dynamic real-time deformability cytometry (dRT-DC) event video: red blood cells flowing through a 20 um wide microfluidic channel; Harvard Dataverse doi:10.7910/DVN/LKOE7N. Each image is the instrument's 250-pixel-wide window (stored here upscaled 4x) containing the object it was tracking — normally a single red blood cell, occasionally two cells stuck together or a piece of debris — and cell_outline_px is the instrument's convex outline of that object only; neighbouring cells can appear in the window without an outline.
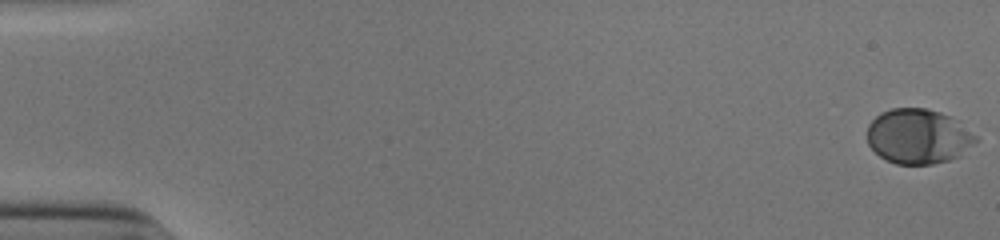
{"species": "human", "species_latin": "Homo sapiens", "temperature_condition": "cold", "stored_images_in_passage": 54, "camera_frame_rate_fps": 3000, "um_per_image_px": 0.085, "donor": {"sex": "male"}, "frame": {"image": 1, "passage_image": 1, "time_ms": 0.0, "image_size_px": [1000, 240], "cell_outline_px": [[980, 140], [960, 156], [948, 160], [932, 164], [896, 164], [884, 160], [868, 144], [868, 124], [880, 112], [892, 108], [928, 108], [952, 116], [960, 120]], "centroid_in_image_um": [78.09, 11.58], "position_along_channel_um": 6.9, "area_um2": 35.2}}
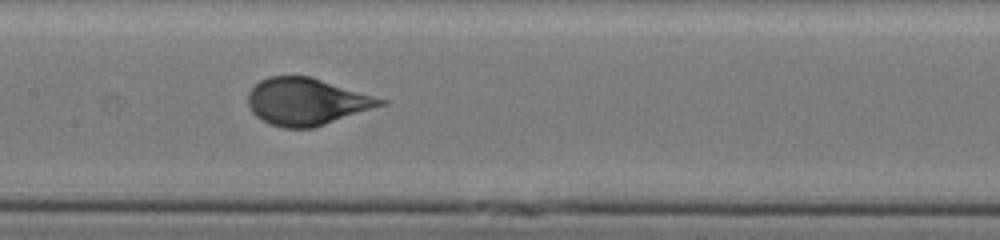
{"frame": {"image": 2, "passage_image": 28, "time_ms": 9.0, "image_size_px": [1000, 240], "cell_outline_px": [[388, 104], [312, 128], [284, 128], [260, 120], [252, 112], [248, 104], [248, 92], [260, 80], [268, 76], [308, 76], [388, 100]], "centroid_in_image_um": [26.05, 8.64], "position_along_channel_um": 181.3, "area_um2": 36.13}}
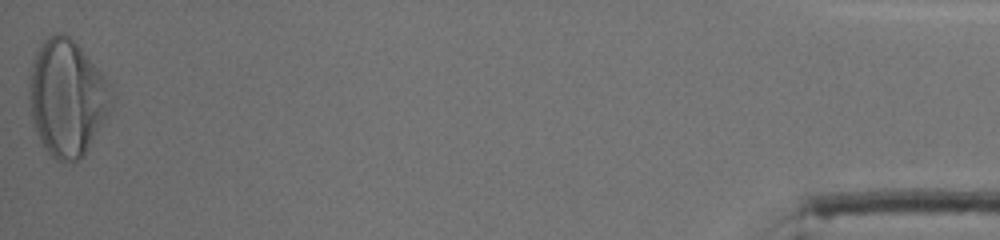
{"frame": {"image": 3, "passage_image": 54, "time_ms": 17.667, "image_size_px": [1000, 240], "cell_outline_px": [[116, 96], [108, 116], [84, 152], [76, 160], [56, 160], [44, 148], [36, 132], [32, 120], [28, 96], [28, 72], [32, 60], [36, 52], [44, 40], [48, 36], [56, 32], [64, 32], [80, 48], [108, 80]], "centroid_in_image_um": [5.68, 8.27], "position_along_channel_um": 429.5, "area_um2": 55.95}, "authors_computed_cell_mechanics": {"area_um2": 36.0672, "velocity_mm_per_s": 3.8926, "shape_relaxation_time_tau1_ms": 4.0013, "shape_relaxation_time_tau2_ms": null, "deformation_change_tau1": 0.1864, "deformation_change_tau2": null}}